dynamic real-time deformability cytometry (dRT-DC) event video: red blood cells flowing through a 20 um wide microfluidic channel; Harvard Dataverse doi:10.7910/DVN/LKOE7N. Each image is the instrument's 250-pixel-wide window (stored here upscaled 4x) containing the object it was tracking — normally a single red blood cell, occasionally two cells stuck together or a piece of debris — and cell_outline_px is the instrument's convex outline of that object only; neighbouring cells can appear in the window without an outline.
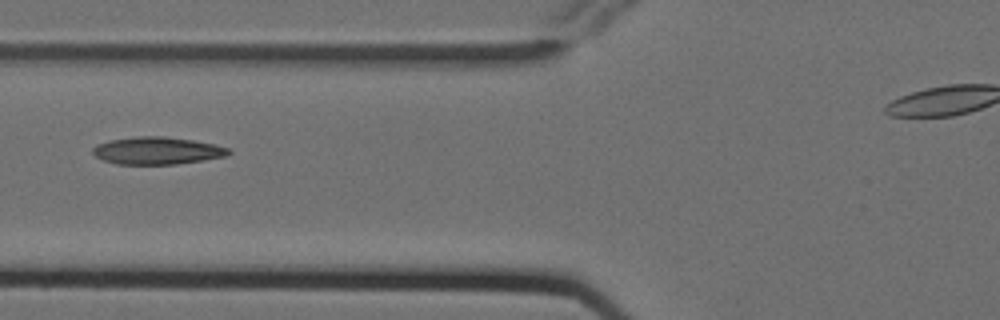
{"species": "Egyptian fruit bat (a non-hibernating species)", "species_latin": "Rousettus aegyptiacus", "temperature_condition": "cold", "stored_images_in_passage": 10, "segment_of_instrument_passage": [1, 2], "camera_frame_rate_fps": 3000, "um_per_image_px": 0.085, "animal": {"sex": "female"}, "frame": {"image": 1, "passage_image": 5, "time_ms": 1.333, "image_size_px": [1000, 320], "cell_outline_px": [[232, 152], [224, 156], [176, 164], [116, 164], [104, 160], [96, 156], [92, 152], [92, 148], [96, 144], [112, 140], [136, 136], [164, 136], [192, 140], [212, 144], [228, 148]], "centroid_in_image_um": [13.31, 12.8], "position_along_channel_um": 112.5, "area_um2": 21.39}}
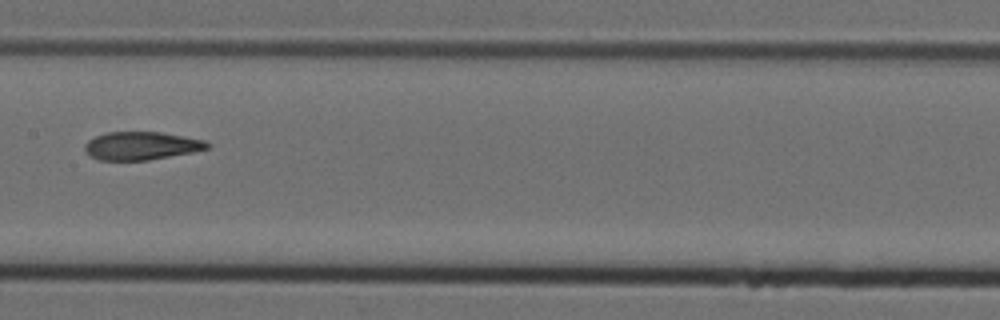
{"frame": {"image": 2, "passage_image": 7, "time_ms": 2.0, "image_size_px": [1000, 320], "cell_outline_px": [[212, 144], [208, 148], [192, 152], [148, 160], [100, 160], [84, 152], [84, 144], [88, 140], [96, 136], [108, 132], [160, 132], [204, 140]], "centroid_in_image_um": [11.99, 12.39], "position_along_channel_um": 195.4, "area_um2": 19.94}}
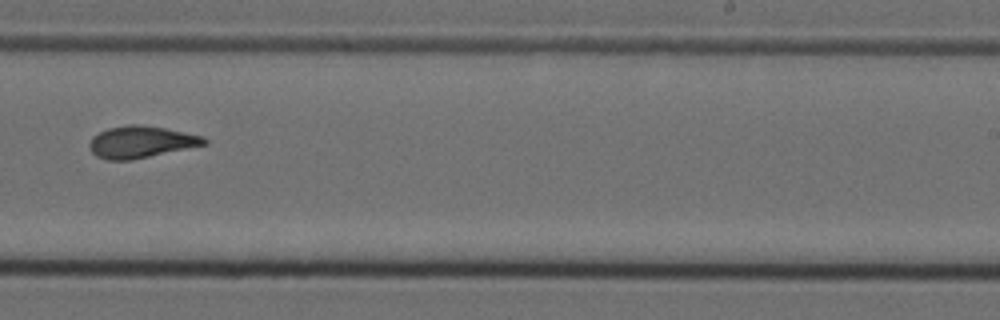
{"frame": {"image": 3, "passage_image": 9, "time_ms": 2.667, "image_size_px": [1000, 320], "cell_outline_px": [[208, 144], [132, 160], [108, 160], [96, 156], [92, 152], [88, 144], [92, 136], [108, 128], [128, 124], [140, 124], [164, 128], [204, 136], [208, 140]], "centroid_in_image_um": [11.99, 12.06], "position_along_channel_um": 277.0, "area_um2": 21.39}}